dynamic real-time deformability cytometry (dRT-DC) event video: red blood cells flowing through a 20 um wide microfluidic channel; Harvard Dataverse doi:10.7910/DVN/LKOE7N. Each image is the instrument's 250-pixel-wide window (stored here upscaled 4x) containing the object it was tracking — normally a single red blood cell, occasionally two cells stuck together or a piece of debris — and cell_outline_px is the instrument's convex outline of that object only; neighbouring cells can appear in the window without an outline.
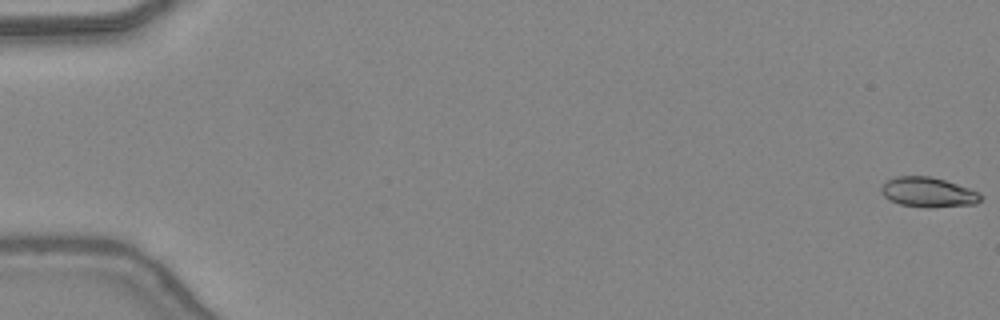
{"species": "common noctule bat (a hibernating species)", "species_latin": "Nyctalus noctula", "temperature_condition": "warm", "stored_images_in_passage": 13, "camera_frame_rate_fps": 3000, "um_per_image_px": 0.085, "animal": {"sex": "female", "body_mass_g": 24.6, "forearm_length_mm": 56.2}, "frame": {"image": 1, "passage_image": 1, "time_ms": 0.0, "image_size_px": [1000, 320], "cell_outline_px": [[984, 196], [976, 204], [932, 208], [928, 208], [900, 204], [888, 200], [880, 192], [880, 188], [888, 180], [896, 176], [928, 176], [944, 180], [968, 188]], "centroid_in_image_um": [78.87, 16.35], "position_along_channel_um": 6.1, "area_um2": 17.28}}
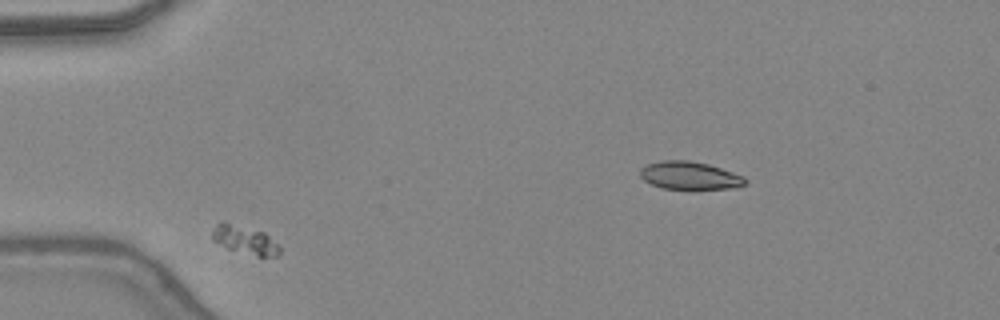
{"frame": {"image": 2, "passage_image": 9, "time_ms": 2.667, "image_size_px": [1000, 320], "cell_outline_px": [[280, 256], [256, 256], [228, 248], [212, 240], [212, 232], [220, 220], [224, 220], [264, 232], [280, 248]], "centroid_in_image_um": [20.79, 20.37], "position_along_channel_um": 64.2, "area_um2": 11.1}}
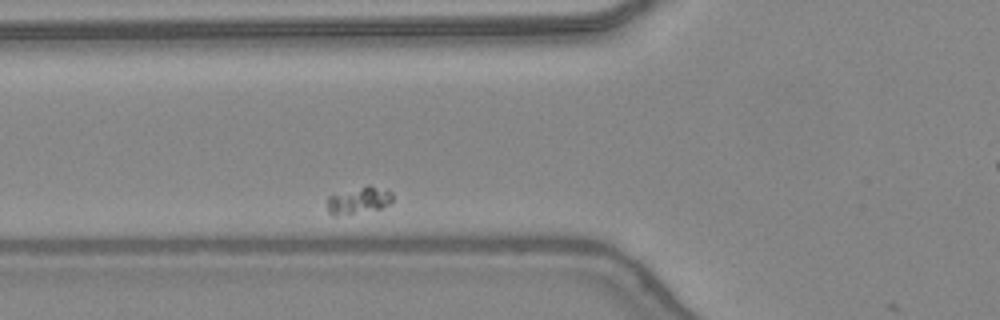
{"frame": {"image": 3, "passage_image": 12, "time_ms": 3.667, "image_size_px": [1000, 320], "cell_outline_px": [[392, 200], [388, 204], [380, 208], [336, 216], [332, 216], [328, 212], [328, 196], [368, 184], [392, 192]], "centroid_in_image_um": [30.47, 17.02], "position_along_channel_um": 95.3, "area_um2": 10.06}}